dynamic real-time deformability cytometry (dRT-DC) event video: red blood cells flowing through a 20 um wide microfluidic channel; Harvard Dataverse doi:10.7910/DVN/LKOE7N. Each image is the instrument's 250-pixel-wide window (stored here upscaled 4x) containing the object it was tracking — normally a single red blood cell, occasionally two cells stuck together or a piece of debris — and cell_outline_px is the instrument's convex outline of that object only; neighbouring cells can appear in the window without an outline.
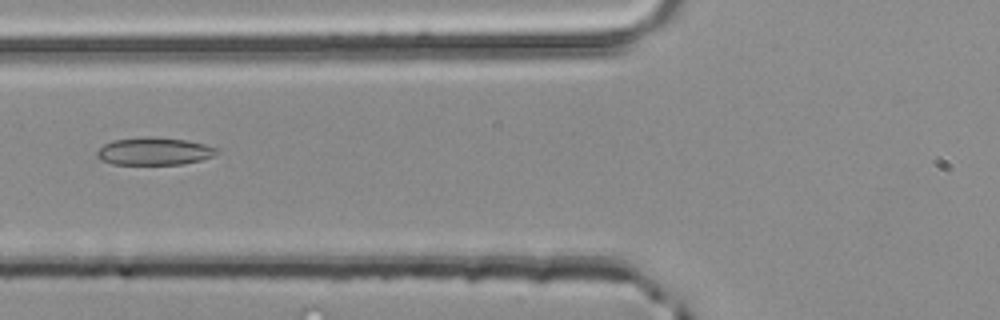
{"species": "common noctule bat (a hibernating species)", "species_latin": "Nyctalus noctula", "temperature_condition": "room temperature", "stored_images_in_passage": 30, "camera_frame_rate_fps": 3000, "um_per_image_px": 0.085, "animal": {"sex": "male", "body_mass_g": 20.4}, "frame": {"image": 1, "passage_image": 6, "time_ms": 1.667, "image_size_px": [1000, 320], "cell_outline_px": [[220, 152], [212, 156], [200, 160], [184, 164], [112, 164], [100, 160], [96, 156], [96, 152], [104, 144], [112, 140], [144, 136], [148, 136], [184, 140], [204, 144], [220, 148]], "centroid_in_image_um": [13.1, 12.85], "position_along_channel_um": 112.7, "area_um2": 19.36}}
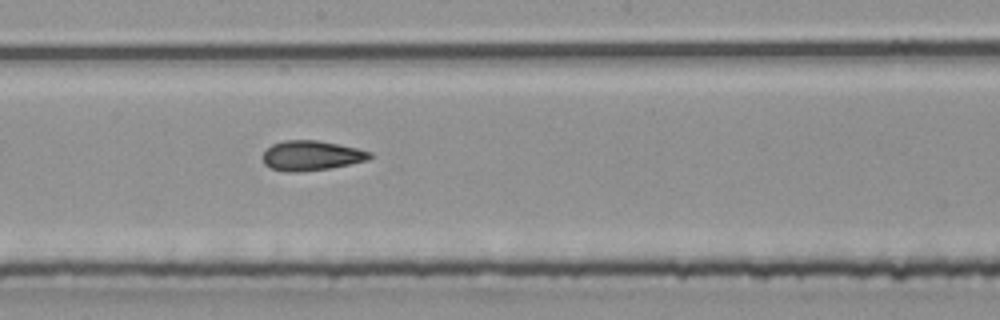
{"frame": {"image": 2, "passage_image": 14, "time_ms": 4.333, "image_size_px": [1000, 320], "cell_outline_px": [[372, 156], [368, 160], [328, 168], [300, 172], [288, 172], [272, 168], [264, 164], [260, 156], [272, 144], [284, 140], [316, 140], [356, 148], [372, 152]], "centroid_in_image_um": [26.42, 13.22], "position_along_channel_um": 221.8, "area_um2": 18.5}}
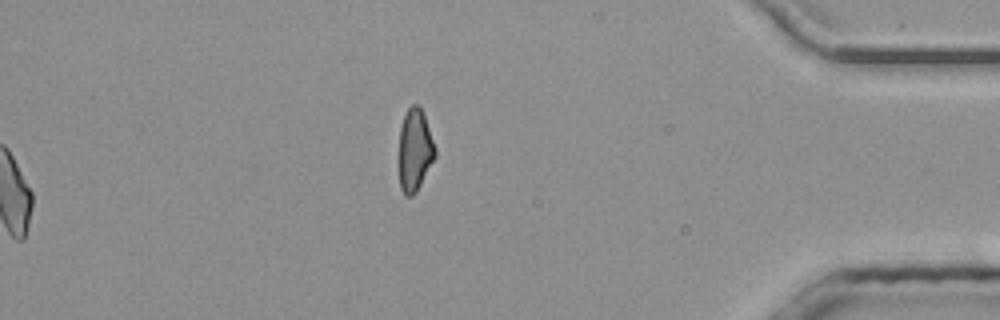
{"frame": {"image": 3, "passage_image": 30, "time_ms": 9.667, "image_size_px": [1000, 320], "cell_outline_px": [[436, 156], [416, 192], [412, 196], [404, 196], [400, 188], [400, 128], [404, 116], [408, 108], [412, 104], [416, 104], [420, 108], [424, 116], [436, 148]], "centroid_in_image_um": [35.27, 12.78], "position_along_channel_um": 399.9, "area_um2": 17.05}, "authors_computed_cell_mechanics": {"area_um2": 18.4382, "velocity_mm_per_s": 4.0744, "shape_relaxation_time_tau1_ms": 7.8487, "shape_relaxation_time_tau2_ms": 2.985, "deformation_change_tau1": 0.16, "deformation_change_tau2": 0.1127}}